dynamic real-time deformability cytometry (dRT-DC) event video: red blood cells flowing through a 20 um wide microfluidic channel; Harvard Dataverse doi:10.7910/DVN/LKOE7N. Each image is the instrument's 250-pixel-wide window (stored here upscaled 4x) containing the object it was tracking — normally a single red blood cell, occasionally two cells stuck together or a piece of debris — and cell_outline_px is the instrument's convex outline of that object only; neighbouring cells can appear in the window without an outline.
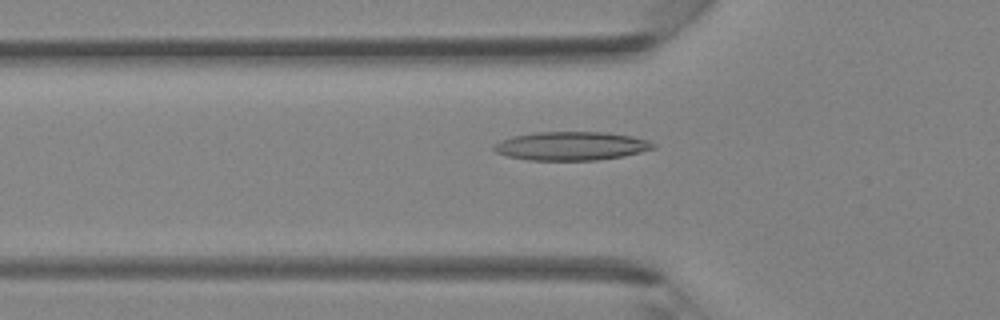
{"species": "Egyptian fruit bat (a non-hibernating species)", "species_latin": "Rousettus aegyptiacus", "temperature_condition": "room temperature", "stored_images_in_passage": 41, "camera_frame_rate_fps": 3000, "um_per_image_px": 0.085, "animal": {"sex": "female"}, "frame": {"image": 1, "passage_image": 14, "time_ms": 4.333, "image_size_px": [1000, 320], "cell_outline_px": [[656, 148], [624, 156], [596, 160], [528, 160], [508, 156], [496, 152], [492, 148], [492, 144], [500, 140], [512, 136], [536, 132], [608, 132], [632, 136], [648, 140], [656, 144]], "centroid_in_image_um": [48.55, 12.4], "position_along_channel_um": 77.2, "area_um2": 26.76}}
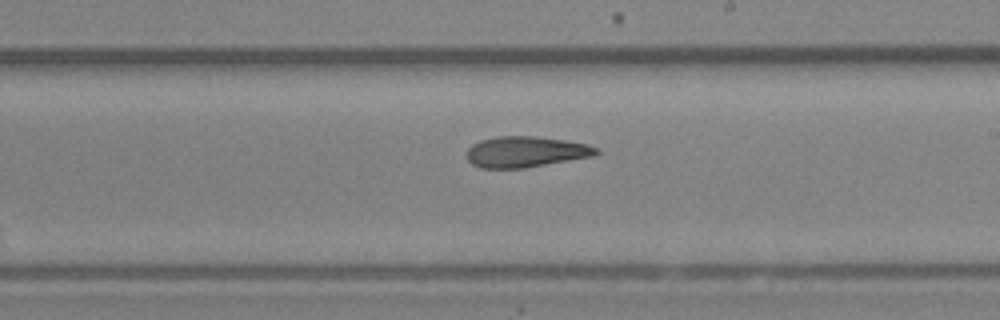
{"frame": {"image": 2, "passage_image": 24, "time_ms": 7.667, "image_size_px": [1000, 320], "cell_outline_px": [[600, 152], [592, 156], [524, 168], [480, 168], [472, 164], [468, 160], [468, 148], [472, 144], [480, 140], [496, 136], [536, 136], [564, 140], [588, 144], [600, 148]], "centroid_in_image_um": [44.69, 12.9], "position_along_channel_um": 244.3, "area_um2": 23.29}}
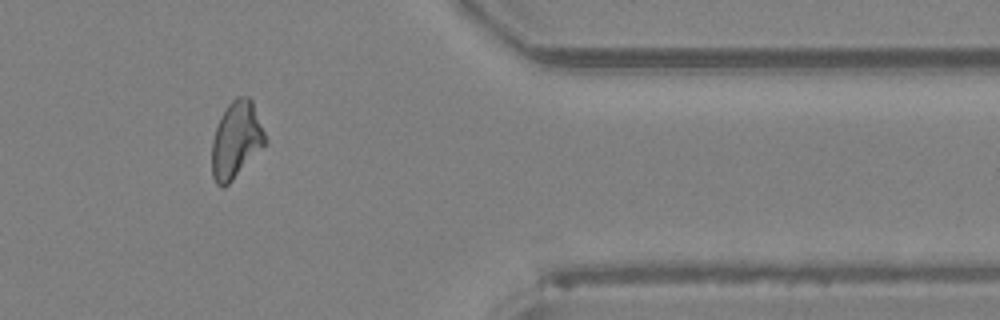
{"frame": {"image": 3, "passage_image": 34, "time_ms": 11.0, "image_size_px": [1000, 320], "cell_outline_px": [[268, 140], [232, 180], [224, 188], [220, 188], [216, 184], [212, 176], [212, 140], [220, 116], [228, 104], [236, 96], [248, 96], [252, 100]], "centroid_in_image_um": [20.06, 11.88], "position_along_channel_um": 391.3, "area_um2": 23.7}}